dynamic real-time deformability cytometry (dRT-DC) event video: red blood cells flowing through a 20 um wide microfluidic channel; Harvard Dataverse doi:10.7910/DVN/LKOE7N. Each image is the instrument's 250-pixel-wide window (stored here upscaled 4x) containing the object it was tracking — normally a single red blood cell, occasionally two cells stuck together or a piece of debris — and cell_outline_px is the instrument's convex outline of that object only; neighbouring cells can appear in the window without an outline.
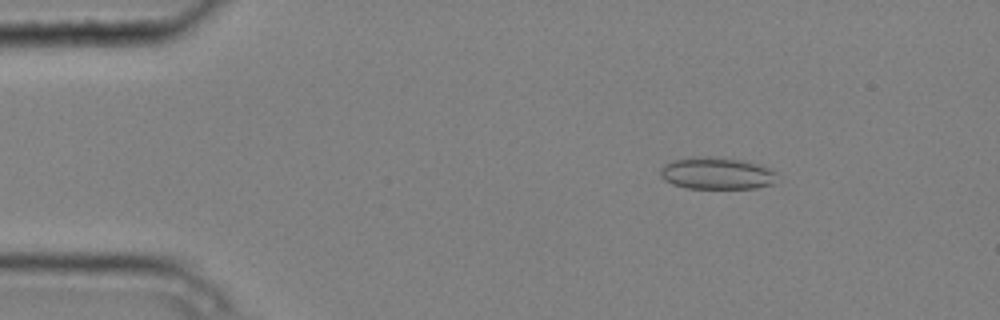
{"species": "common noctule bat (a hibernating species)", "species_latin": "Nyctalus noctula", "temperature_condition": "cold", "stored_images_in_passage": 4, "camera_frame_rate_fps": 3000, "um_per_image_px": 0.085, "animal": {"sex": "male", "body_mass_g": 20.4}, "frame": {"image": 1, "passage_image": 2, "time_ms": 0.333, "image_size_px": [1000, 320], "cell_outline_px": [[776, 172], [772, 184], [756, 188], [688, 188], [672, 184], [664, 180], [660, 176], [660, 168], [664, 164], [672, 160], [692, 156], [700, 156], [740, 160], [760, 164], [772, 168]], "centroid_in_image_um": [60.88, 14.73], "position_along_channel_um": 24.1, "area_um2": 21.79}}